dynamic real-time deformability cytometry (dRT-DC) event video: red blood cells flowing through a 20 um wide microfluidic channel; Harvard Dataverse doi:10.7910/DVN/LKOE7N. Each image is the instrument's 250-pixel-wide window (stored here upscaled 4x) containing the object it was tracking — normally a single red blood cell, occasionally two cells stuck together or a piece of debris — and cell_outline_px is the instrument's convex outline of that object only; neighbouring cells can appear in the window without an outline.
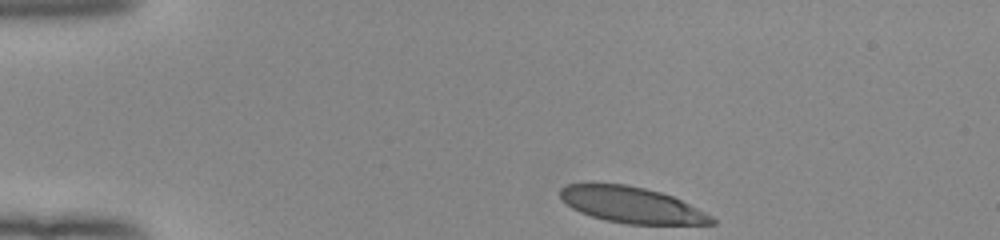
{"species": "human", "species_latin": "Homo sapiens", "temperature_condition": "room temperature", "stored_images_in_passage": 35, "camera_frame_rate_fps": 3000, "um_per_image_px": 0.085, "donor": {"sex": "female"}, "frame": {"image": 1, "passage_image": 1, "time_ms": 0.0, "image_size_px": [1000, 240], "cell_outline_px": [[716, 224], [628, 224], [604, 220], [580, 212], [572, 208], [560, 196], [560, 188], [568, 184], [624, 184], [644, 188], [660, 192], [672, 196], [712, 216], [716, 220]], "centroid_in_image_um": [53.69, 17.43], "position_along_channel_um": 31.3, "area_um2": 31.33}}
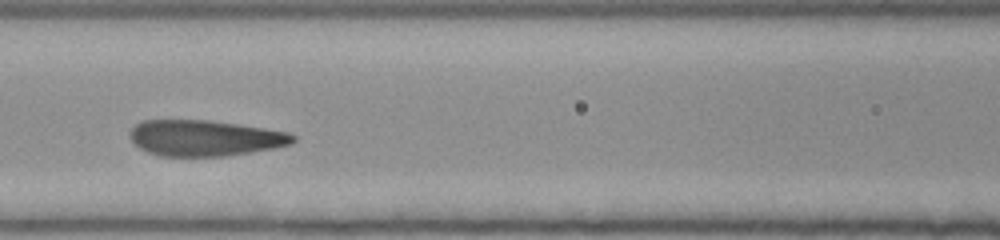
{"frame": {"image": 2, "passage_image": 15, "time_ms": 4.667, "image_size_px": [1000, 240], "cell_outline_px": [[296, 140], [292, 144], [272, 148], [224, 156], [160, 156], [148, 152], [140, 148], [128, 136], [128, 132], [136, 124], [144, 120], [208, 120], [264, 128], [288, 132], [296, 136]], "centroid_in_image_um": [17.39, 11.73], "position_along_channel_um": 149.2, "area_um2": 33.99}}
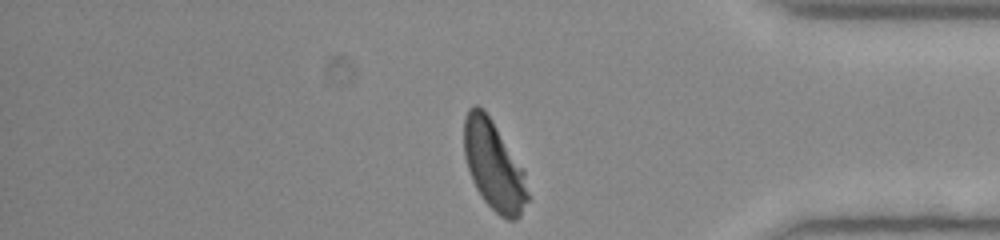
{"frame": {"image": 3, "passage_image": 35, "time_ms": 11.333, "image_size_px": [1000, 240], "cell_outline_px": [[528, 200], [520, 216], [516, 220], [508, 220], [500, 216], [484, 200], [476, 188], [472, 180], [464, 156], [464, 116], [468, 108], [472, 104], [476, 104], [484, 108], [492, 120], [524, 172], [528, 192]], "centroid_in_image_um": [41.94, 14.05], "position_along_channel_um": 393.3, "area_um2": 32.89}, "authors_computed_cell_mechanics": {"area_um2": 34.5066, "velocity_mm_per_s": 3.9558, "shape_relaxation_time_tau1_ms": 3.6462, "shape_relaxation_time_tau2_ms": null, "deformation_change_tau1": 0.1934, "deformation_change_tau2": null}}